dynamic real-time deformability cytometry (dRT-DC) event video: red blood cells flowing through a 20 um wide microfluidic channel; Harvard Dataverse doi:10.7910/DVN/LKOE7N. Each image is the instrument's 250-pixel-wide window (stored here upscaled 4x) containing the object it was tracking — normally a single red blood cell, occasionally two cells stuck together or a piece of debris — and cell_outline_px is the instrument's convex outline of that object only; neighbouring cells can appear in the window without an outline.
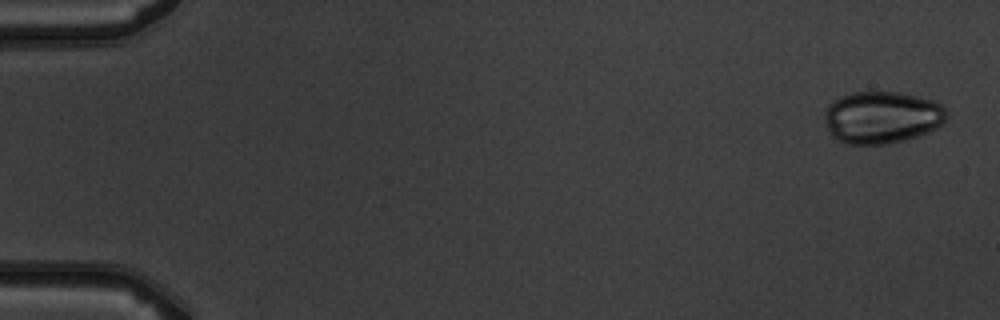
{"species": "common noctule bat (a hibernating species)", "species_latin": "Nyctalus noctula", "temperature_condition": "warm", "stored_images_in_passage": 5, "camera_frame_rate_fps": 3000, "um_per_image_px": 0.085, "animal": {"sex": "male", "body_mass_g": 19.5, "forearm_length_mm": 54.6}, "frame": {"image": 1, "passage_image": 1, "time_ms": 0.0, "image_size_px": [1000, 320], "cell_outline_px": [[948, 116], [936, 128], [920, 136], [888, 144], [844, 144], [832, 136], [824, 120], [824, 112], [828, 104], [840, 96], [852, 92], [900, 92], [932, 100], [940, 104], [948, 112]], "centroid_in_image_um": [74.94, 9.98], "position_along_channel_um": 10.1, "area_um2": 37.34}}